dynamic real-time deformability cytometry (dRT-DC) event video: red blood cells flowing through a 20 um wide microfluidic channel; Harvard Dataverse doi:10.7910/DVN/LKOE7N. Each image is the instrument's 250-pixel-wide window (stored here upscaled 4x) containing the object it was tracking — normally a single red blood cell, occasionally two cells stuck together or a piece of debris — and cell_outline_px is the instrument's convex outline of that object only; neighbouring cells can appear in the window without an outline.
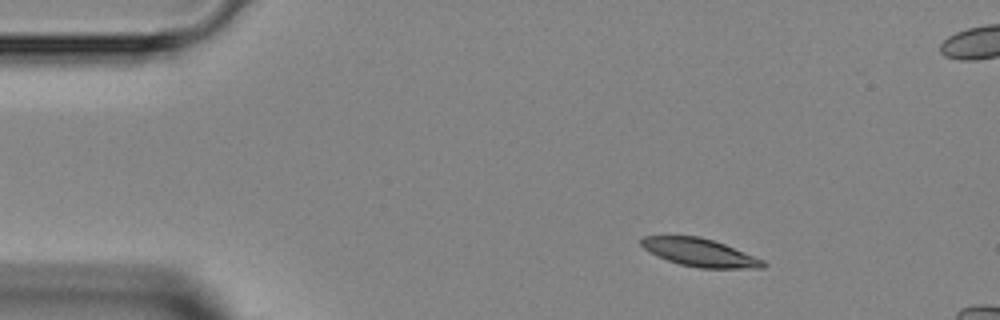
{"species": "Egyptian fruit bat (a non-hibernating species)", "species_latin": "Rousettus aegyptiacus", "temperature_condition": "room temperature", "stored_images_in_passage": 4, "camera_frame_rate_fps": 3000, "um_per_image_px": 0.085, "animal": {"sex": "female"}, "frame": {"image": 1, "passage_image": 1, "time_ms": 0.0, "image_size_px": [1000, 320], "cell_outline_px": [[768, 264], [764, 268], [700, 268], [680, 264], [656, 256], [648, 252], [640, 244], [640, 240], [644, 236], [700, 236], [724, 244], [764, 260]], "centroid_in_image_um": [59.47, 21.47], "position_along_channel_um": 25.5, "area_um2": 19.77}}